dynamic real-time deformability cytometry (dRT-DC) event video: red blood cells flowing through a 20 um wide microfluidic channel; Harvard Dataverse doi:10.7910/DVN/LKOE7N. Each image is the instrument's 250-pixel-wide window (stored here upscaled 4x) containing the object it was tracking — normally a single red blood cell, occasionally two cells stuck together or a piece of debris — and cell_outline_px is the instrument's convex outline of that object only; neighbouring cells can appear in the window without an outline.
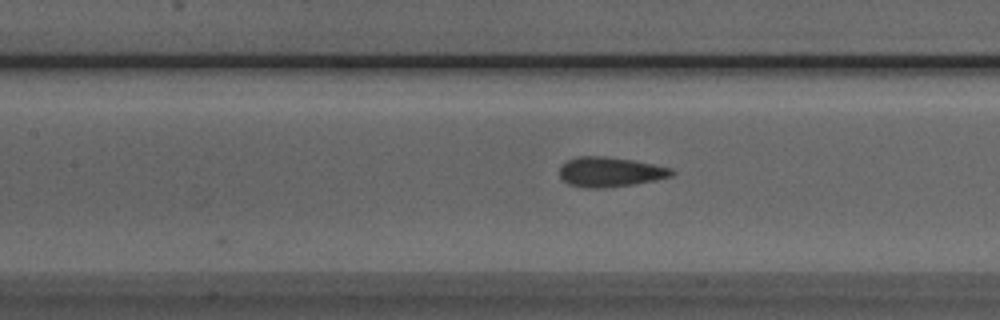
{"species": "Egyptian fruit bat (a non-hibernating species)", "species_latin": "Rousettus aegyptiacus", "temperature_condition": "room temperature", "stored_images_in_passage": 16, "camera_frame_rate_fps": 3000, "um_per_image_px": 0.085, "animal": {"sex": "male"}, "frame": {"image": 1, "passage_image": 16, "time_ms": 5.0, "image_size_px": [1000, 320], "cell_outline_px": [[676, 172], [672, 176], [656, 180], [632, 184], [604, 188], [584, 188], [568, 184], [560, 176], [560, 168], [568, 160], [576, 156], [604, 156], [632, 160], [672, 168]], "centroid_in_image_um": [51.87, 14.62], "position_along_channel_um": 155.5, "area_um2": 19.42}}